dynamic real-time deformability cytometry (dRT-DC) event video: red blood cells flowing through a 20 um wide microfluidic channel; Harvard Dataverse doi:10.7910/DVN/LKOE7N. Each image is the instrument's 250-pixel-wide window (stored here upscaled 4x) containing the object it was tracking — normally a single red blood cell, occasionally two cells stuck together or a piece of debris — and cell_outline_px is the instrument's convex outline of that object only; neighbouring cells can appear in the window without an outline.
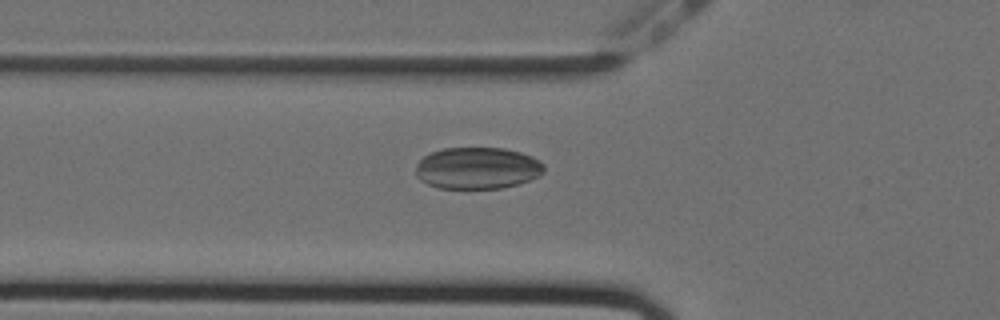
{"species": "Egyptian fruit bat (a non-hibernating species)", "species_latin": "Rousettus aegyptiacus", "temperature_condition": "cold", "stored_images_in_passage": 38, "camera_frame_rate_fps": 3000, "um_per_image_px": 0.085, "animal": {"sex": "female"}, "frame": {"image": 1, "passage_image": 11, "time_ms": 3.333, "image_size_px": [1000, 320], "cell_outline_px": [[544, 172], [540, 176], [516, 184], [500, 188], [440, 188], [428, 184], [420, 180], [416, 176], [416, 164], [424, 156], [432, 152], [444, 148], [504, 148], [520, 152], [532, 156], [544, 164]], "centroid_in_image_um": [40.58, 14.28], "position_along_channel_um": 85.2, "area_um2": 31.15}}
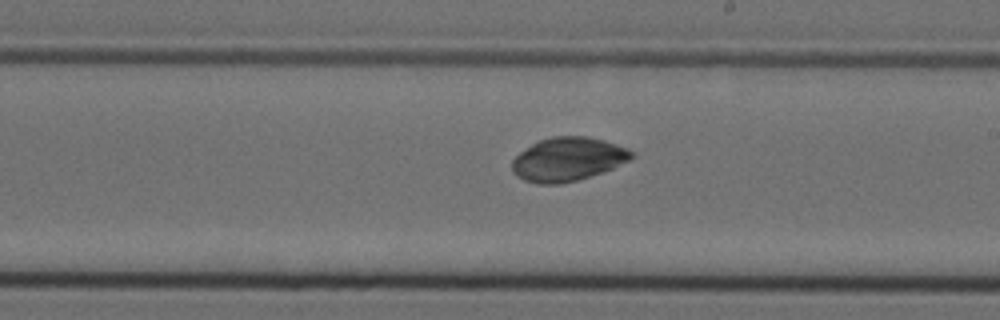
{"frame": {"image": 2, "passage_image": 24, "time_ms": 7.667, "image_size_px": [1000, 320], "cell_outline_px": [[632, 156], [628, 160], [604, 172], [576, 180], [560, 184], [536, 184], [524, 180], [516, 176], [512, 172], [512, 160], [520, 152], [532, 144], [540, 140], [552, 136], [588, 136], [604, 140], [628, 148], [632, 152]], "centroid_in_image_um": [48.23, 13.54], "position_along_channel_um": 240.8, "area_um2": 30.35}}
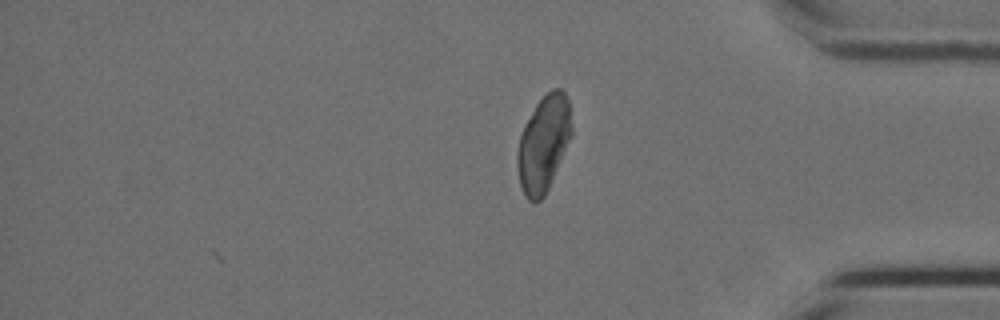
{"frame": {"image": 3, "passage_image": 38, "time_ms": 12.333, "image_size_px": [1000, 320], "cell_outline_px": [[572, 136], [548, 188], [544, 196], [536, 204], [528, 200], [524, 196], [520, 184], [516, 164], [516, 156], [520, 136], [524, 124], [536, 104], [552, 88], [560, 88], [564, 92], [568, 100], [572, 128]], "centroid_in_image_um": [46.19, 12.23], "position_along_channel_um": 389.0, "area_um2": 30.4}}